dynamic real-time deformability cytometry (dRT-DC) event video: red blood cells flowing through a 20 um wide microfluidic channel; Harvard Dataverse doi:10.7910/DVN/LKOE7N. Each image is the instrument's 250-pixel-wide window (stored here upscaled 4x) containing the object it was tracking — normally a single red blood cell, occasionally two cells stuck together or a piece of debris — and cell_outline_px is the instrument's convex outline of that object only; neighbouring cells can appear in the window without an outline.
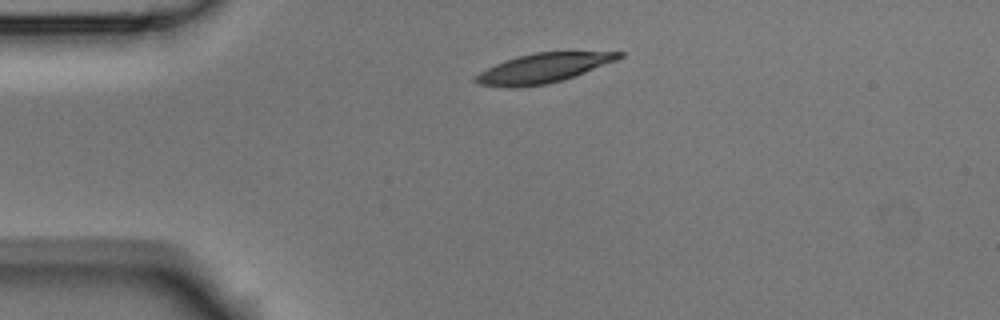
{"species": "Egyptian fruit bat (a non-hibernating species)", "species_latin": "Rousettus aegyptiacus", "temperature_condition": "room temperature", "stored_images_in_passage": 4, "camera_frame_rate_fps": 3000, "um_per_image_px": 0.085, "animal": {"sex": "male"}, "frame": {"image": 1, "passage_image": 1, "time_ms": 0.0, "image_size_px": [1000, 320], "cell_outline_px": [[624, 56], [616, 60], [584, 72], [548, 84], [516, 88], [476, 84], [472, 80], [480, 72], [504, 60], [516, 56], [536, 52], [624, 52]], "centroid_in_image_um": [46.11, 5.79], "position_along_channel_um": 38.9, "area_um2": 24.28}}
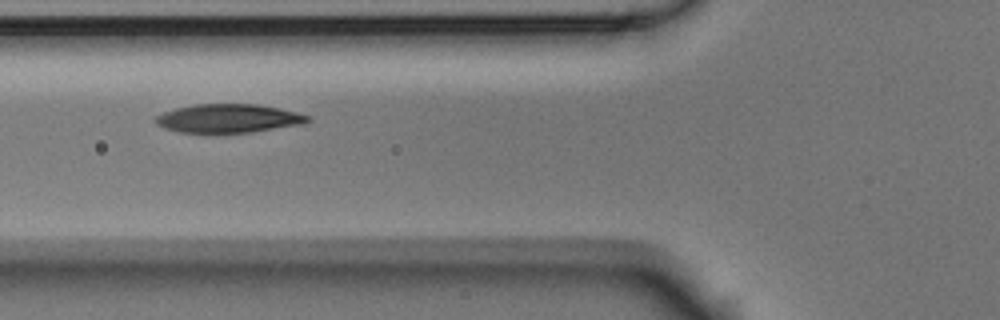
{"frame": {"image": 2, "passage_image": 3, "time_ms": 0.667, "image_size_px": [1000, 320], "cell_outline_px": [[312, 120], [304, 124], [252, 132], [208, 136], [180, 132], [164, 128], [156, 124], [152, 120], [156, 116], [164, 112], [176, 108], [192, 104], [260, 104], [280, 108], [312, 116]], "centroid_in_image_um": [19.4, 10.1], "position_along_channel_um": 106.4, "area_um2": 26.59}}
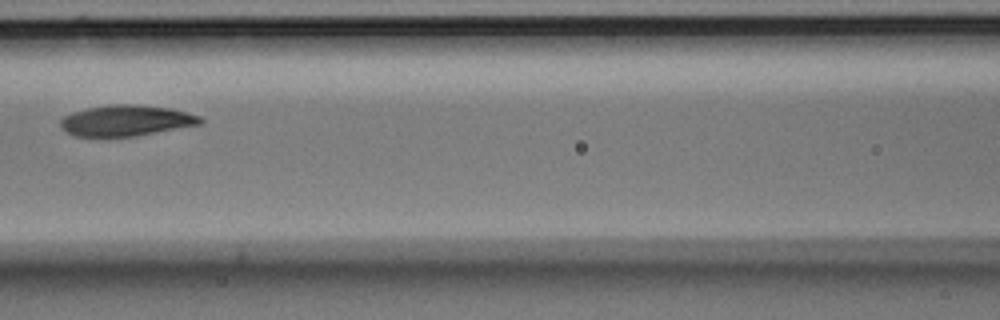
{"frame": {"image": 3, "passage_image": 4, "time_ms": 1.0, "image_size_px": [1000, 320], "cell_outline_px": [[204, 120], [200, 124], [136, 136], [72, 136], [60, 128], [60, 120], [64, 116], [72, 112], [88, 108], [108, 104], [136, 104], [172, 108], [200, 116]], "centroid_in_image_um": [10.7, 10.24], "position_along_channel_um": 155.9, "area_um2": 25.26}}